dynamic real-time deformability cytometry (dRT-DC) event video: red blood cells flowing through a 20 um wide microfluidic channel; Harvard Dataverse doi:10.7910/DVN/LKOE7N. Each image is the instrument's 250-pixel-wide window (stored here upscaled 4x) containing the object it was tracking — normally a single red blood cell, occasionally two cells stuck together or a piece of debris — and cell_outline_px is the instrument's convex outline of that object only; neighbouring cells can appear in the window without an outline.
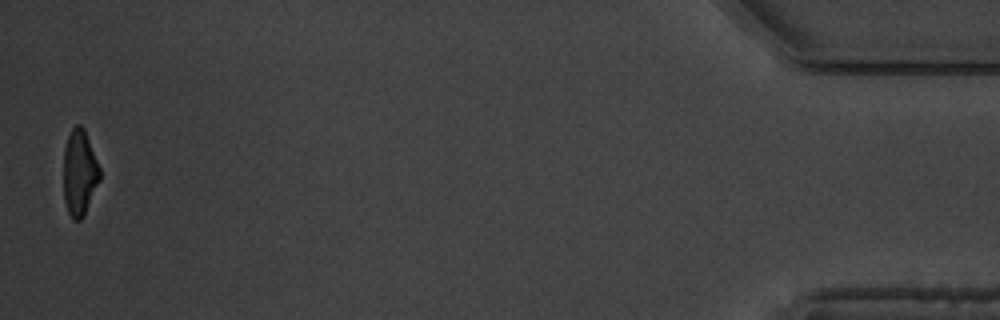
{"species": "common noctule bat (a hibernating species)", "species_latin": "Nyctalus noctula", "temperature_condition": "warm", "stored_images_in_passage": 15, "camera_frame_rate_fps": 3000, "um_per_image_px": 0.085, "animal": {"sex": "male", "body_mass_g": 19.5, "forearm_length_mm": 54.6}, "frame": {"image": 1, "passage_image": 15, "time_ms": 16.667, "image_size_px": [1000, 320], "cell_outline_px": [[100, 180], [84, 216], [80, 220], [72, 220], [68, 212], [64, 200], [64, 148], [68, 136], [72, 128], [76, 124], [80, 124], [84, 128], [100, 168]], "centroid_in_image_um": [6.76, 14.69], "position_along_channel_um": 428.4, "area_um2": 18.21}, "authors_computed_cell_mechanics": {"area_um2": 20.2878, "velocity_mm_per_s": 3.3522, "shape_relaxation_time_tau1_ms": 4.7369, "shape_relaxation_time_tau2_ms": 1.6888, "deformation_change_tau1": 0.1742, "deformation_change_tau2": 0.076}}